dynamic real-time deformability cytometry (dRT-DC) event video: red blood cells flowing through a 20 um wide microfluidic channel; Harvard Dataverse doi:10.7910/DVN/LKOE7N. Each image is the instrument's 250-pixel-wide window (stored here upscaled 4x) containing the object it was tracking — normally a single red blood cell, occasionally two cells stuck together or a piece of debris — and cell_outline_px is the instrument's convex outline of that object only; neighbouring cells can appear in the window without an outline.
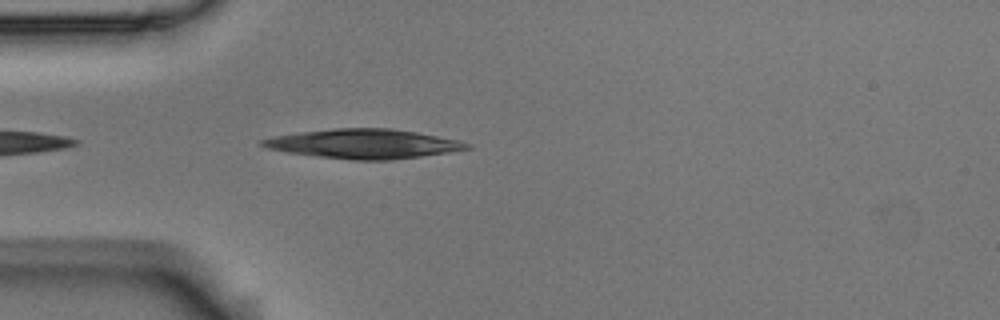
{"species": "Egyptian fruit bat (a non-hibernating species)", "species_latin": "Rousettus aegyptiacus", "temperature_condition": "room temperature", "stored_images_in_passage": 26, "camera_frame_rate_fps": 3000, "um_per_image_px": 0.085, "animal": {"sex": "male"}, "frame": {"image": 1, "passage_image": 1, "time_ms": 0.0, "image_size_px": [1000, 320], "cell_outline_px": [[472, 148], [452, 152], [392, 160], [352, 160], [288, 152], [268, 148], [260, 144], [260, 140], [272, 136], [300, 132], [336, 128], [392, 128], [416, 132], [460, 140], [472, 144]], "centroid_in_image_um": [30.98, 12.22], "position_along_channel_um": 54.0, "area_um2": 35.03}}
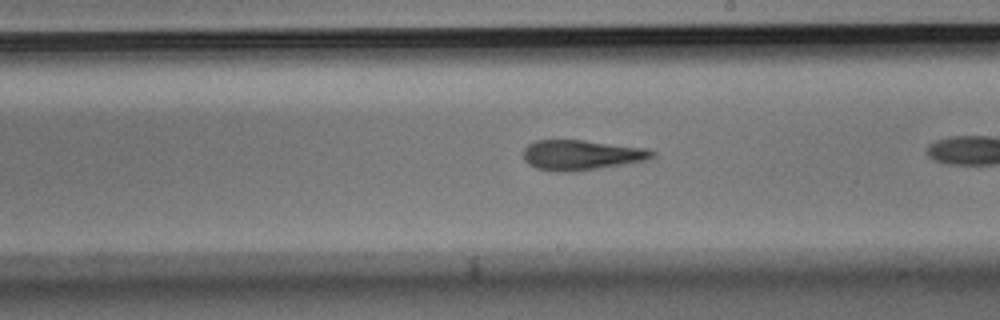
{"frame": {"image": 2, "passage_image": 14, "time_ms": 4.333, "image_size_px": [1000, 320], "cell_outline_px": [[656, 156], [648, 160], [624, 164], [572, 172], [556, 172], [536, 168], [528, 164], [524, 160], [524, 148], [528, 144], [536, 140], [584, 140], [648, 148], [656, 152]], "centroid_in_image_um": [49.44, 13.17], "position_along_channel_um": 239.6, "area_um2": 22.83}}
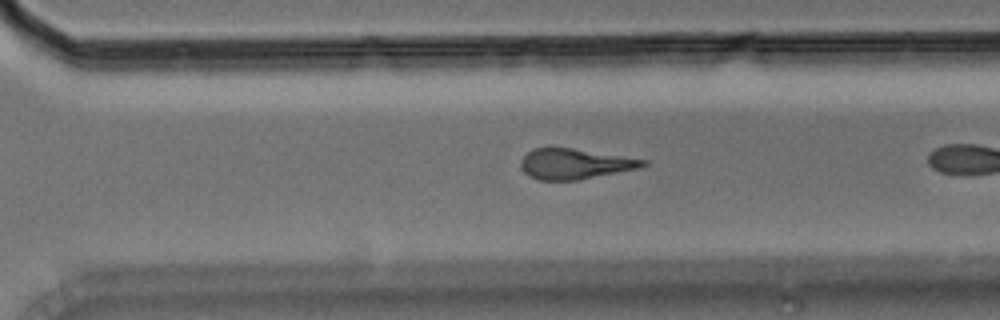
{"frame": {"image": 3, "passage_image": 21, "time_ms": 6.667, "image_size_px": [1000, 320], "cell_outline_px": [[648, 164], [640, 168], [576, 180], [540, 180], [528, 176], [520, 168], [520, 160], [532, 148], [572, 148], [648, 160]], "centroid_in_image_um": [48.84, 13.93], "position_along_channel_um": 321.8, "area_um2": 21.56}}